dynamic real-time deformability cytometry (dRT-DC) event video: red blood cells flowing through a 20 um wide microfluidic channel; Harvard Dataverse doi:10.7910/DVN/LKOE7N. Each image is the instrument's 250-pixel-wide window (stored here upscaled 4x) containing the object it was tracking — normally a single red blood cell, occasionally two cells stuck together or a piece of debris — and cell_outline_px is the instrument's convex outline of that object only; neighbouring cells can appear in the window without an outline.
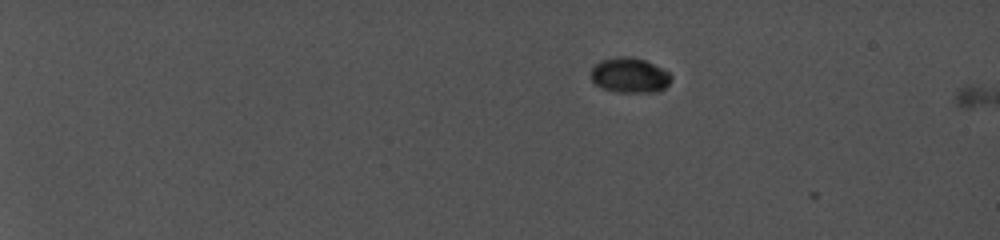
{"species": "common noctule bat (a hibernating species)", "species_latin": "Nyctalus noctula", "temperature_condition": "cold", "stored_images_in_passage": 2, "camera_frame_rate_fps": 5000, "um_per_image_px": 0.085, "animal": {"sex": "female", "body_mass_g": 19.0, "forearm_length_mm": 56.7}, "frame": {"image": 1, "passage_image": 1, "time_ms": 0.0, "image_size_px": [1000, 240], "cell_outline_px": [[672, 80], [660, 92], [616, 92], [604, 88], [596, 84], [592, 80], [592, 68], [600, 60], [616, 56], [632, 56], [644, 60], [668, 72], [672, 76]], "centroid_in_image_um": [53.53, 6.39], "position_along_channel_um": 31.5, "area_um2": 16.36}}